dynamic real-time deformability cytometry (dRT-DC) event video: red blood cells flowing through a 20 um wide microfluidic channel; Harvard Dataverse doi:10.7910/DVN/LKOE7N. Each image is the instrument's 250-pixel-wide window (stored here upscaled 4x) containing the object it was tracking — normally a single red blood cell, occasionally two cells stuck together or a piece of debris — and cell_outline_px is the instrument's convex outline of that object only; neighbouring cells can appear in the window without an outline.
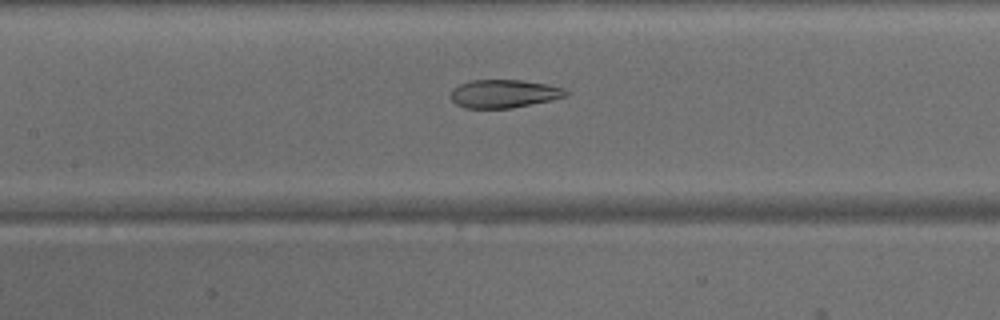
{"species": "common noctule bat (a hibernating species)", "species_latin": "Nyctalus noctula", "temperature_condition": "warm", "stored_images_in_passage": 35, "camera_frame_rate_fps": 3000, "um_per_image_px": 0.085, "animal": {"sex": "male", "body_mass_g": 15.6}, "frame": {"image": 1, "passage_image": 10, "time_ms": 3.0, "image_size_px": [1000, 320], "cell_outline_px": [[568, 96], [552, 100], [512, 108], [464, 108], [456, 104], [452, 100], [452, 88], [460, 84], [472, 80], [520, 80], [548, 84], [564, 88], [568, 92]], "centroid_in_image_um": [42.86, 7.97], "position_along_channel_um": 164.5, "area_um2": 18.96}}
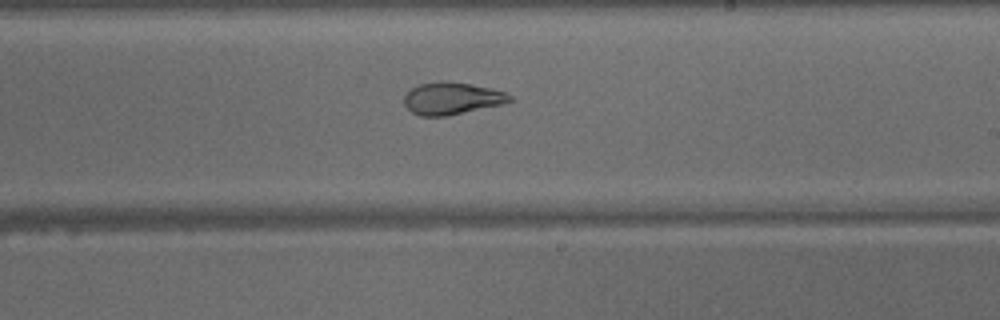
{"frame": {"image": 2, "passage_image": 16, "time_ms": 5.0, "image_size_px": [1000, 320], "cell_outline_px": [[512, 100], [500, 104], [444, 116], [420, 116], [412, 112], [404, 104], [404, 96], [412, 88], [420, 84], [440, 80], [448, 80], [488, 88], [504, 92], [512, 96]], "centroid_in_image_um": [38.35, 8.35], "position_along_channel_um": 250.6, "area_um2": 19.42}}
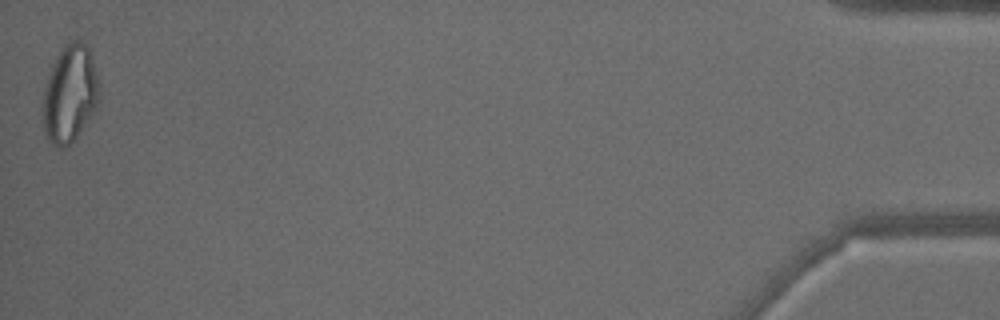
{"frame": {"image": 3, "passage_image": 35, "time_ms": 11.333, "image_size_px": [1000, 320], "cell_outline_px": [[100, 100], [96, 108], [76, 136], [64, 148], [56, 148], [48, 144], [44, 132], [40, 112], [40, 108], [44, 88], [52, 64], [60, 48], [64, 44], [80, 36], [88, 44], [100, 84]], "centroid_in_image_um": [5.91, 7.94], "position_along_channel_um": 429.3, "area_um2": 33.18}}